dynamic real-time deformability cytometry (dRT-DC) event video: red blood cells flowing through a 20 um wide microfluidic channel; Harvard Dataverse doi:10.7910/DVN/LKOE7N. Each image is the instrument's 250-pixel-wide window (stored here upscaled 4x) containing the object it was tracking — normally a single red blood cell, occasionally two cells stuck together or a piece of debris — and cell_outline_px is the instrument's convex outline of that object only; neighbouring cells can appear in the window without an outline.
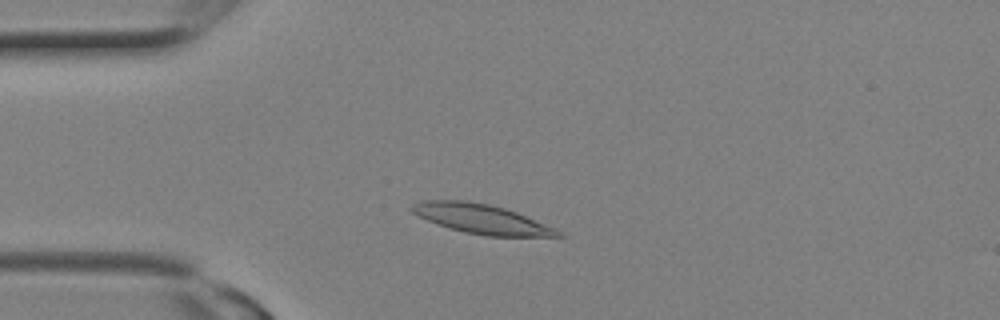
{"species": "Egyptian fruit bat (a non-hibernating species)", "species_latin": "Rousettus aegyptiacus", "temperature_condition": "room temperature", "stored_images_in_passage": 23, "camera_frame_rate_fps": 3000, "um_per_image_px": 0.085, "animal": {"sex": "female"}, "frame": {"image": 1, "passage_image": 5, "time_ms": 1.333, "image_size_px": [1000, 320], "cell_outline_px": [[568, 236], [488, 236], [464, 232], [428, 220], [412, 212], [408, 208], [412, 204], [424, 200], [464, 200], [488, 204], [504, 208], [516, 212], [556, 228]], "centroid_in_image_um": [40.95, 18.6], "position_along_channel_um": 44.0, "area_um2": 24.8}}
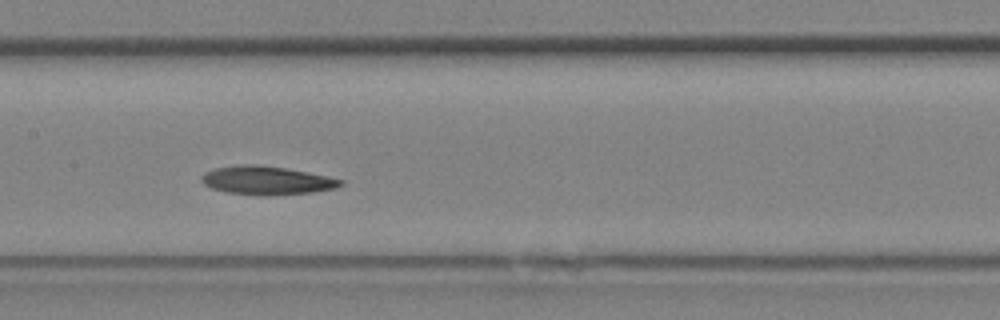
{"frame": {"image": 2, "passage_image": 11, "time_ms": 3.333, "image_size_px": [1000, 320], "cell_outline_px": [[344, 184], [336, 188], [312, 192], [268, 196], [264, 196], [228, 192], [212, 188], [204, 184], [200, 180], [200, 176], [204, 172], [216, 168], [240, 164], [256, 164], [284, 168], [308, 172], [328, 176], [344, 180]], "centroid_in_image_um": [22.67, 15.33], "position_along_channel_um": 184.7, "area_um2": 23.18}}
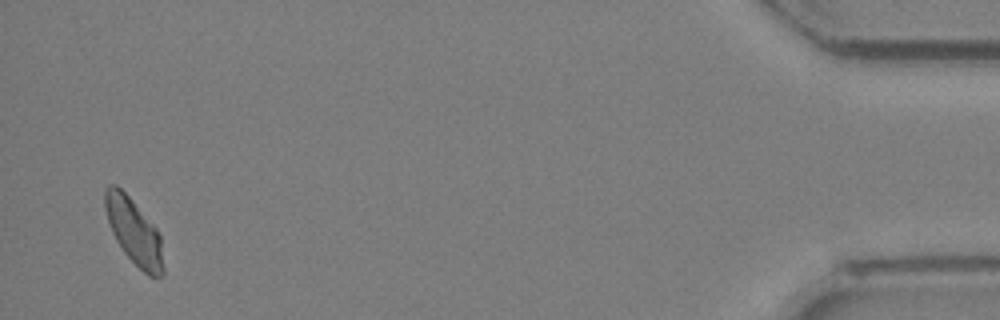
{"frame": {"image": 3, "passage_image": 23, "time_ms": 7.333, "image_size_px": [1000, 320], "cell_outline_px": [[164, 272], [156, 280], [148, 276], [124, 252], [116, 240], [112, 232], [104, 208], [104, 188], [108, 184], [116, 184], [132, 200], [156, 228], [160, 236], [164, 268]], "centroid_in_image_um": [11.38, 19.68], "position_along_channel_um": 423.8, "area_um2": 22.25}}